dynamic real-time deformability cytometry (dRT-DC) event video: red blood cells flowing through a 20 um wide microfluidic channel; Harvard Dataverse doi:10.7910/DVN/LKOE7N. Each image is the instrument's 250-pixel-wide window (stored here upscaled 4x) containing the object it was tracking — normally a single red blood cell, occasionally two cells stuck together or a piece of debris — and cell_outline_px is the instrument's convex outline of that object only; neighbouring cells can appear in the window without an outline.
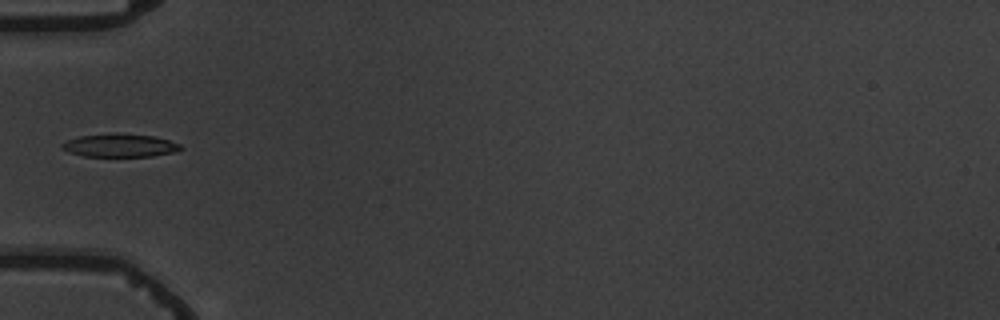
{"species": "common noctule bat (a hibernating species)", "species_latin": "Nyctalus noctula", "temperature_condition": "warm", "stored_images_in_passage": 5, "camera_frame_rate_fps": 3000, "um_per_image_px": 0.085, "animal": {"sex": "male", "body_mass_g": 19.5, "forearm_length_mm": 54.6}, "frame": {"image": 1, "passage_image": 4, "time_ms": 4.667, "image_size_px": [1000, 320], "cell_outline_px": [[184, 148], [176, 152], [152, 156], [84, 156], [68, 152], [60, 148], [60, 144], [68, 140], [80, 136], [112, 132], [116, 132], [152, 136], [168, 140], [180, 144]], "centroid_in_image_um": [10.17, 12.35], "position_along_channel_um": 74.8, "area_um2": 16.18}}
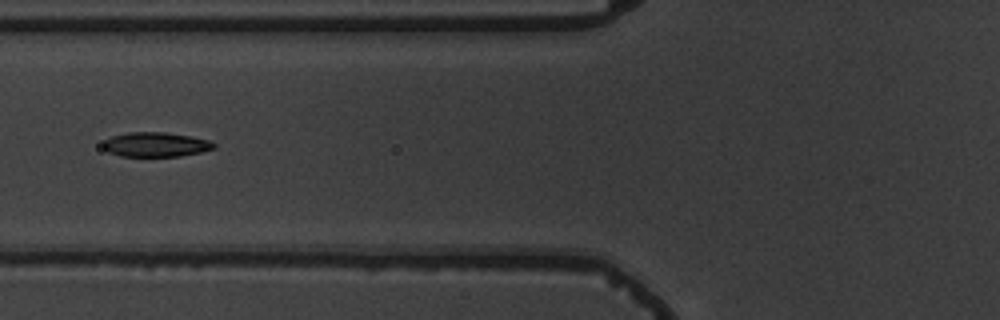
{"frame": {"image": 2, "passage_image": 5, "time_ms": 5.667, "image_size_px": [1000, 320], "cell_outline_px": [[216, 148], [200, 152], [180, 156], [120, 156], [108, 152], [100, 144], [104, 140], [112, 136], [128, 132], [164, 132], [192, 136], [208, 140], [216, 144]], "centroid_in_image_um": [13.22, 12.28], "position_along_channel_um": 112.6, "area_um2": 15.95}}